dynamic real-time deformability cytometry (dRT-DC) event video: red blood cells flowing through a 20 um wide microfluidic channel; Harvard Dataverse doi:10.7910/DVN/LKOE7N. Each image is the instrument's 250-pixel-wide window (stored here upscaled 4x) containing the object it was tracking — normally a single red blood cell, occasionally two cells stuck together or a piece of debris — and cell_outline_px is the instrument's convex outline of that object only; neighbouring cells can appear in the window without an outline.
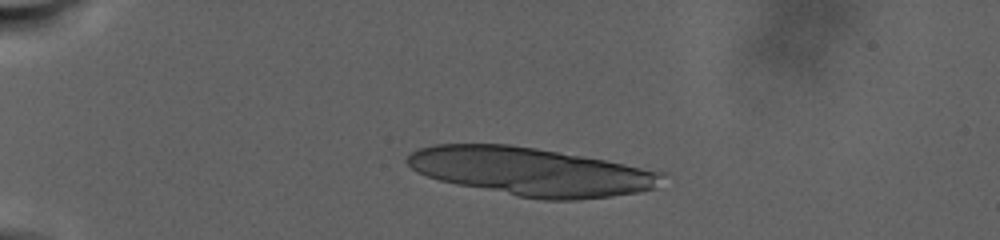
{"species": "human", "species_latin": "Homo sapiens", "temperature_condition": "warm", "stored_images_in_passage": 16, "camera_frame_rate_fps": 3000, "um_per_image_px": 0.085, "donor": {"sex": "male"}, "frame": {"image": 1, "passage_image": 10, "time_ms": 7.0, "image_size_px": [1000, 240], "cell_outline_px": [[664, 176], [656, 188], [640, 192], [612, 196], [580, 200], [544, 200], [520, 196], [456, 184], [440, 180], [416, 172], [404, 160], [412, 152], [420, 148], [436, 144], [508, 144], [536, 148], [604, 160], [664, 172]], "centroid_in_image_um": [45.14, 14.59], "position_along_channel_um": 39.9, "area_um2": 71.04}}